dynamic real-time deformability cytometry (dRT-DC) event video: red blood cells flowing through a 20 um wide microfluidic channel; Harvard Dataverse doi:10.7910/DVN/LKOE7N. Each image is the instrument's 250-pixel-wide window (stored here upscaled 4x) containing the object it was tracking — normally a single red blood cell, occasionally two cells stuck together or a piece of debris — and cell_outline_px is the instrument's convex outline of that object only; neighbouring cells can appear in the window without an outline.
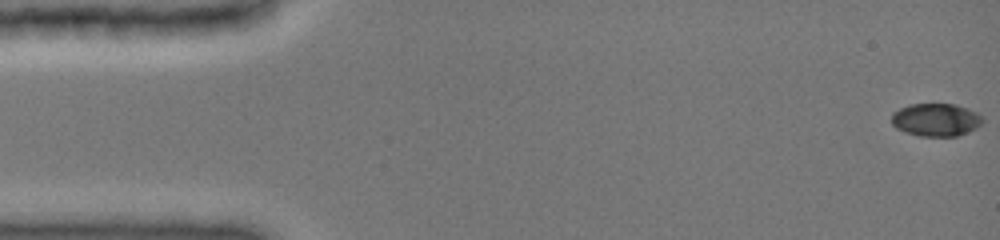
{"species": "common noctule bat (a hibernating species)", "species_latin": "Nyctalus noctula", "temperature_condition": "cold", "stored_images_in_passage": 48, "camera_frame_rate_fps": 3000, "um_per_image_px": 0.085, "animal": {"sex": "female", "body_mass_g": 19.0, "forearm_length_mm": 51.5}, "frame": {"image": 1, "passage_image": 1, "time_ms": 0.0, "image_size_px": [1000, 240], "cell_outline_px": [[984, 120], [976, 128], [956, 136], [920, 136], [904, 132], [896, 128], [892, 124], [892, 112], [908, 104], [956, 104], [968, 108], [984, 116]], "centroid_in_image_um": [79.55, 10.17], "position_along_channel_um": 5.4, "area_um2": 17.57}}
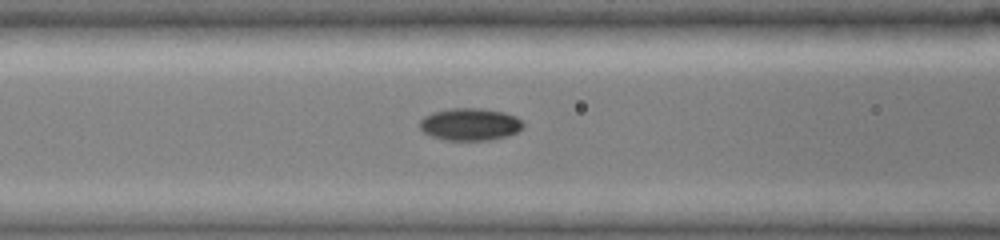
{"frame": {"image": 2, "passage_image": 21, "time_ms": 6.333, "image_size_px": [1000, 240], "cell_outline_px": [[524, 128], [508, 136], [488, 140], [444, 140], [432, 136], [424, 132], [420, 128], [420, 120], [424, 116], [432, 112], [452, 108], [480, 108], [504, 112], [516, 116], [524, 124]], "centroid_in_image_um": [39.96, 10.56], "position_along_channel_um": 126.6, "area_um2": 19.54}}
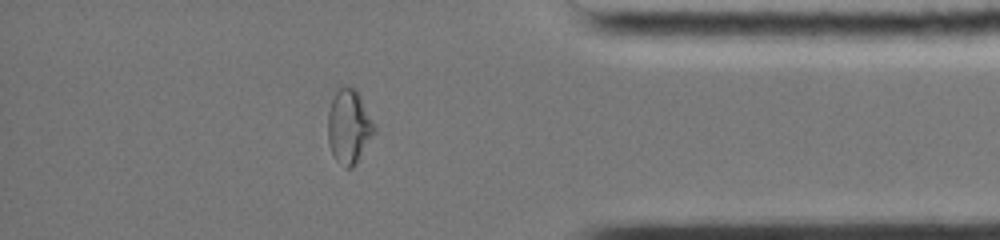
{"frame": {"image": 3, "passage_image": 40, "time_ms": 13.667, "image_size_px": [1000, 240], "cell_outline_px": [[376, 132], [356, 164], [352, 168], [344, 168], [336, 160], [328, 144], [328, 112], [332, 100], [336, 92], [340, 88], [356, 88], [376, 124]], "centroid_in_image_um": [29.69, 10.79], "position_along_channel_um": 405.5, "area_um2": 20.23}, "authors_computed_cell_mechanics": {"area_um2": 18.3515, "velocity_mm_per_s": 3.9912, "shape_relaxation_time_tau1_ms": 6.3729, "shape_relaxation_time_tau2_ms": 3.3777, "deformation_change_tau1": 0.2038, "deformation_change_tau2": 0.0222}}